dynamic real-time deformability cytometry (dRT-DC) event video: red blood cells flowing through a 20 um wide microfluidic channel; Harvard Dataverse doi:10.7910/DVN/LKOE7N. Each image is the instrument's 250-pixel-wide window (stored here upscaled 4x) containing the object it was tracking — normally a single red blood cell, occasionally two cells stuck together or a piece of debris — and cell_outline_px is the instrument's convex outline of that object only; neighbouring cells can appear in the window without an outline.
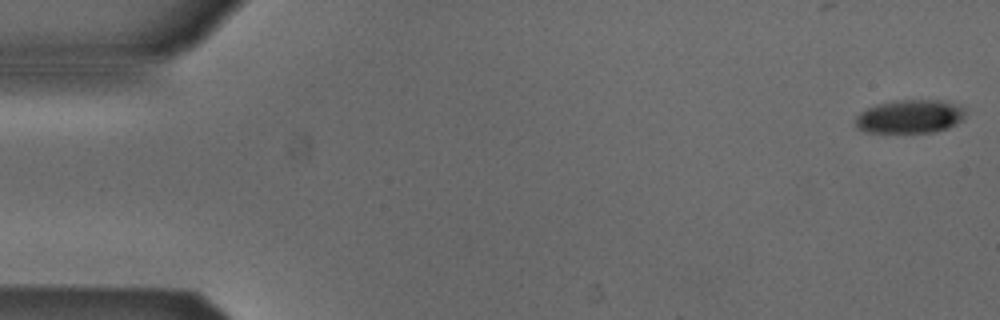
{"species": "Egyptian fruit bat (a non-hibernating species)", "species_latin": "Rousettus aegyptiacus", "temperature_condition": "cold", "stored_images_in_passage": 29, "camera_frame_rate_fps": 3000, "um_per_image_px": 0.085, "animal": {"sex": "male"}, "frame": {"image": 1, "passage_image": 1, "time_ms": 0.0, "image_size_px": [1000, 320], "cell_outline_px": [[964, 120], [948, 128], [936, 132], [868, 132], [856, 128], [856, 116], [860, 112], [868, 108], [880, 104], [896, 100], [940, 100], [964, 108]], "centroid_in_image_um": [77.35, 9.91], "position_along_channel_um": 7.7, "area_um2": 21.27}}
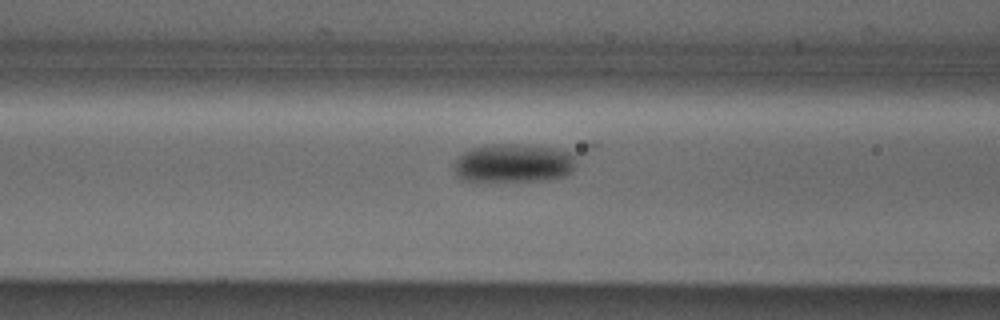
{"frame": {"image": 2, "passage_image": 21, "time_ms": 6.667, "image_size_px": [1000, 320], "cell_outline_px": [[600, 144], [572, 172], [564, 176], [540, 180], [476, 184], [472, 184], [460, 180], [452, 172], [452, 164], [464, 152], [472, 148], [492, 144], [592, 140]], "centroid_in_image_um": [44.31, 13.71], "position_along_channel_um": 122.3, "area_um2": 34.04}}
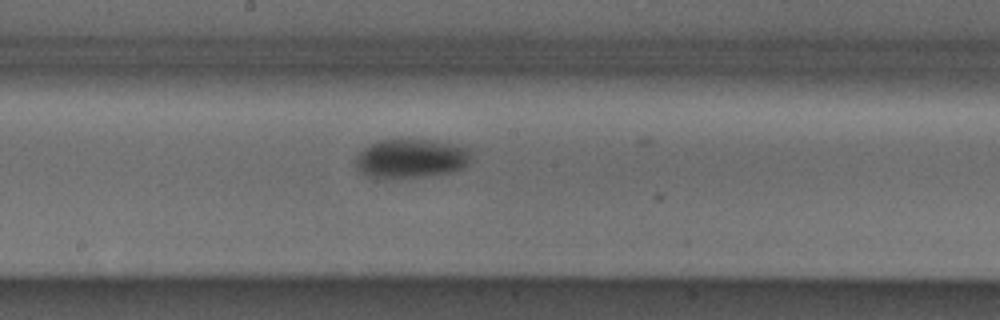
{"frame": {"image": 3, "passage_image": 28, "time_ms": 9.0, "image_size_px": [1000, 320], "cell_outline_px": [[472, 160], [464, 168], [456, 172], [428, 176], [396, 180], [372, 176], [360, 172], [356, 168], [356, 156], [360, 152], [372, 144], [380, 140], [436, 140], [468, 148]], "centroid_in_image_um": [34.99, 13.51], "position_along_channel_um": 213.2, "area_um2": 26.65}}